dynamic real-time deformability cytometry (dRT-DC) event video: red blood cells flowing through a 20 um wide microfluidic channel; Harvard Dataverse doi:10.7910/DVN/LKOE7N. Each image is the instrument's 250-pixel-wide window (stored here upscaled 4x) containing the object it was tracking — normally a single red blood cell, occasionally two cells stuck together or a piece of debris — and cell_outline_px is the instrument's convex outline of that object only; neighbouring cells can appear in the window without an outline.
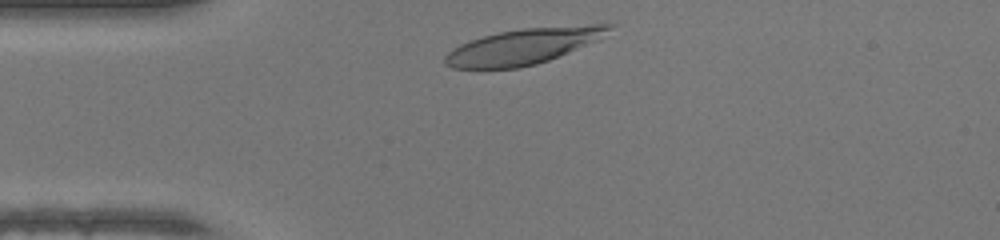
{"species": "human", "species_latin": "Homo sapiens", "temperature_condition": "warm", "stored_images_in_passage": 29, "camera_frame_rate_fps": 3000, "um_per_image_px": 0.085, "donor": {"sex": "female"}, "frame": {"image": 1, "passage_image": 2, "time_ms": 0.333, "image_size_px": [1000, 240], "cell_outline_px": [[616, 24], [596, 40], [548, 60], [536, 64], [520, 68], [452, 68], [444, 64], [444, 56], [452, 48], [460, 44], [484, 36], [500, 32], [524, 28], [592, 24]], "centroid_in_image_um": [44.42, 3.94], "position_along_channel_um": 40.6, "area_um2": 33.52}}
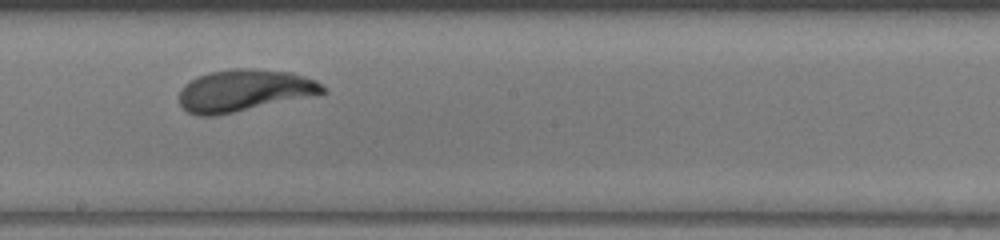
{"frame": {"image": 2, "passage_image": 17, "time_ms": 5.333, "image_size_px": [1000, 240], "cell_outline_px": [[328, 92], [216, 116], [196, 116], [188, 112], [180, 104], [180, 88], [184, 84], [196, 76], [208, 72], [232, 68], [252, 68], [292, 72], [316, 80], [328, 88]], "centroid_in_image_um": [20.74, 7.68], "position_along_channel_um": 227.5, "area_um2": 35.26}}
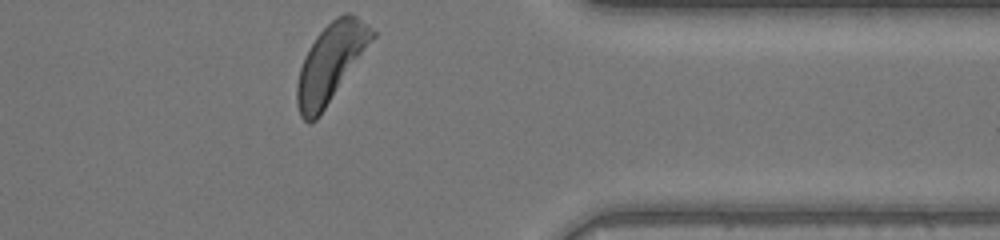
{"frame": {"image": 3, "passage_image": 29, "time_ms": 9.333, "image_size_px": [1000, 240], "cell_outline_px": [[376, 36], [316, 120], [312, 124], [308, 124], [300, 116], [296, 104], [296, 84], [300, 68], [304, 56], [308, 48], [316, 36], [336, 16], [344, 12], [348, 12], [356, 16], [368, 24], [376, 32]], "centroid_in_image_um": [28.09, 5.34], "position_along_channel_um": 383.3, "area_um2": 34.04}, "authors_computed_cell_mechanics": {"area_um2": 35.0846, "velocity_mm_per_s": 4.2783, "shape_relaxation_time_tau1_ms": 3.4729, "shape_relaxation_time_tau2_ms": null, "deformation_change_tau1": 0.2111, "deformation_change_tau2": null}}